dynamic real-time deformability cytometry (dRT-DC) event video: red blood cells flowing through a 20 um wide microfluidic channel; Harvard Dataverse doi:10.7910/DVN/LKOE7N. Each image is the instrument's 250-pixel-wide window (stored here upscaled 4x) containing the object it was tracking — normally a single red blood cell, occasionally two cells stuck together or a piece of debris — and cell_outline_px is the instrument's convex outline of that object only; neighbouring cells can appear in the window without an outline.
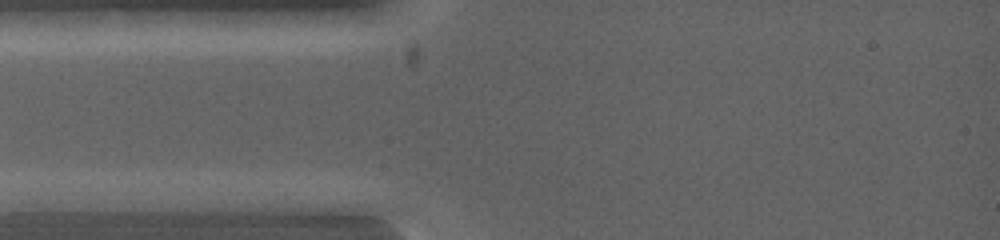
{"species": "common noctule bat (a hibernating species)", "species_latin": "Nyctalus noctula", "temperature_condition": "warm", "stored_images_in_passage": 3, "camera_frame_rate_fps": 5000, "um_per_image_px": 0.085, "animal": {"sex": "female", "body_mass_g": 19.0, "forearm_length_mm": 53.3}, "frame": {"image": 1, "passage_image": 2, "time_ms": 0.4, "image_size_px": [1000, 240], "cell_outline_px": [[104, 200], [96, 212], [16, 212], [20, 200], [24, 192], [100, 192]], "centroid_in_image_um": [5.12, 17.17], "position_along_channel_um": 79.9, "area_um2": 11.73}}